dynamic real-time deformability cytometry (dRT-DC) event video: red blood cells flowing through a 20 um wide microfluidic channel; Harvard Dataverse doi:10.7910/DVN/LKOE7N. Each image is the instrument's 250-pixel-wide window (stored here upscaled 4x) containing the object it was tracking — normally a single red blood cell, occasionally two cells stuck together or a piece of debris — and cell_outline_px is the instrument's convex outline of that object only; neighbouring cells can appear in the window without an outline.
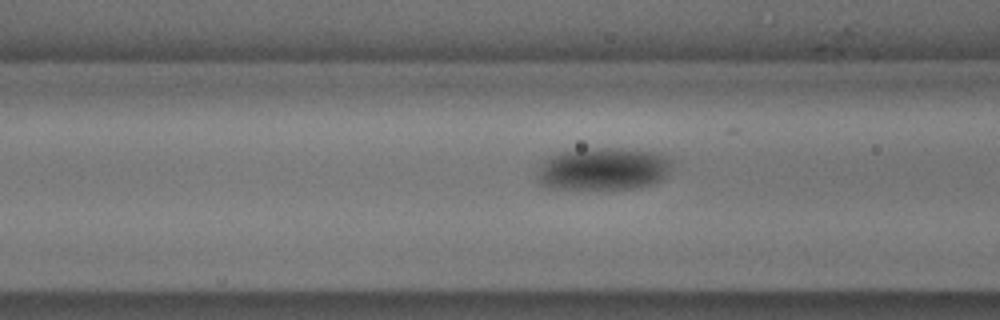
{"species": "common noctule bat (a hibernating species)", "species_latin": "Nyctalus noctula", "temperature_condition": "cold", "stored_images_in_passage": 20, "camera_frame_rate_fps": 3000, "um_per_image_px": 0.085, "animal": {"sex": "male", "body_mass_g": 18.8}, "frame": {"image": 1, "passage_image": 18, "time_ms": 5.667, "image_size_px": [1000, 320], "cell_outline_px": [[672, 168], [668, 176], [656, 184], [640, 188], [548, 188], [540, 184], [536, 180], [536, 176], [544, 160], [560, 152], [580, 148], [624, 148], [660, 152], [672, 160]], "centroid_in_image_um": [51.35, 14.34], "position_along_channel_um": 115.2, "area_um2": 34.04}}